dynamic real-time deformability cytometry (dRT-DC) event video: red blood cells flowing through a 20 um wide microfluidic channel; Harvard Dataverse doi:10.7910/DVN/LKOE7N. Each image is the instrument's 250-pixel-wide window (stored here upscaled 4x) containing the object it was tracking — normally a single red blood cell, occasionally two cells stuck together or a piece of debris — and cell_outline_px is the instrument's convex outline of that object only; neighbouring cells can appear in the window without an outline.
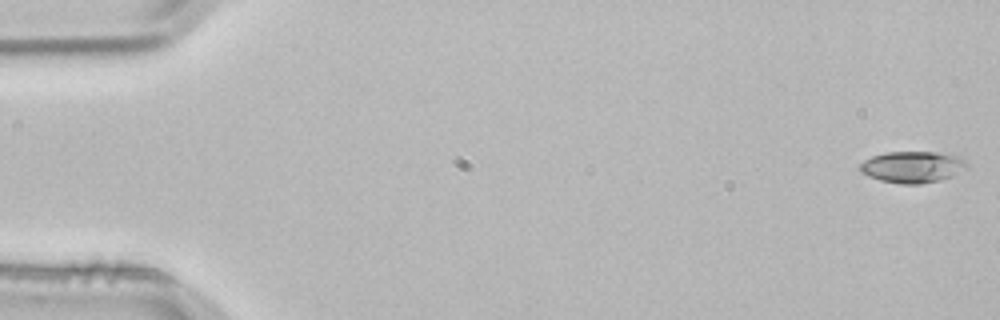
{"species": "common noctule bat (a hibernating species)", "species_latin": "Nyctalus noctula", "temperature_condition": "room temperature", "stored_images_in_passage": 4, "camera_frame_rate_fps": 3000, "um_per_image_px": 0.085, "animal": {"sex": "male", "body_mass_g": 21.5, "forearm_length_mm": 52.0}, "frame": {"image": 1, "passage_image": 1, "time_ms": 0.0, "image_size_px": [1000, 320], "cell_outline_px": [[968, 168], [952, 176], [940, 180], [920, 184], [904, 184], [880, 180], [868, 176], [860, 172], [860, 164], [864, 160], [872, 156], [884, 152], [936, 152], [956, 156], [964, 160], [968, 164]], "centroid_in_image_um": [77.55, 14.19], "position_along_channel_um": 7.4, "area_um2": 19.59}}
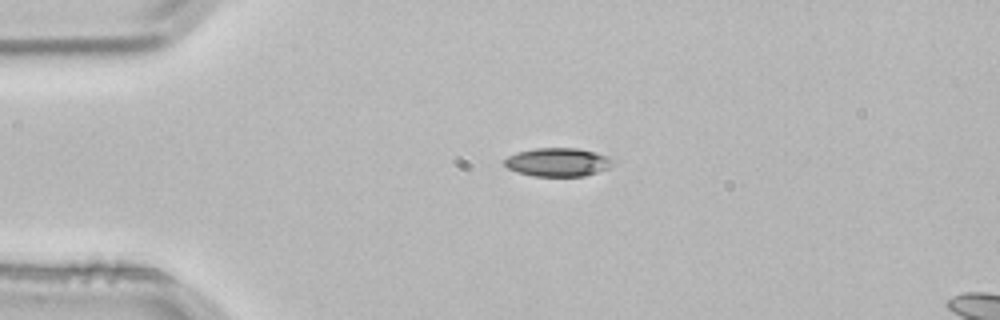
{"frame": {"image": 2, "passage_image": 3, "time_ms": 0.667, "image_size_px": [1000, 320], "cell_outline_px": [[616, 160], [608, 168], [584, 176], [532, 176], [516, 172], [508, 168], [504, 164], [504, 160], [508, 156], [516, 152], [536, 148], [576, 148], [596, 152], [608, 156]], "centroid_in_image_um": [47.41, 13.78], "position_along_channel_um": 37.6, "area_um2": 18.09}}